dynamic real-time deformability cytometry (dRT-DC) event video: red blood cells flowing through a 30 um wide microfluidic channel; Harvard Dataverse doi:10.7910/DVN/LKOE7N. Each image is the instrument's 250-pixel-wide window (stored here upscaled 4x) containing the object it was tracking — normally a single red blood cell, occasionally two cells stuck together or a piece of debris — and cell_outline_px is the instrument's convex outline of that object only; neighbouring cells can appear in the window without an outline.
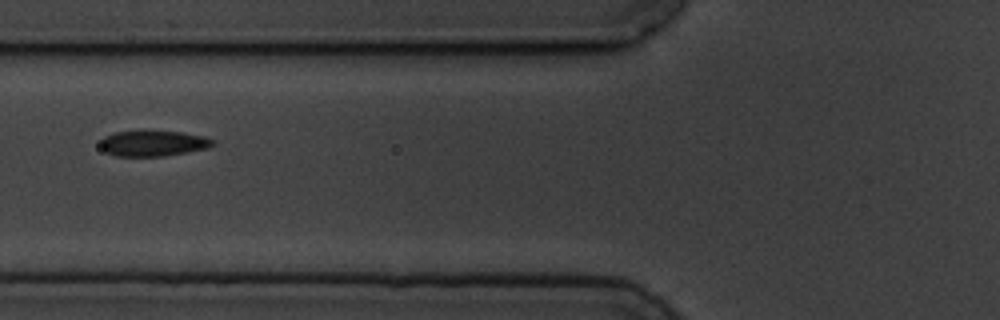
{"species": "common noctule bat (a hibernating species)", "species_latin": "Nyctalus noctula", "temperature_condition": "cold", "stored_images_in_passage": 4, "camera_frame_rate_fps": 3000, "um_per_image_px": 0.085, "animal": {"sex": "male", "body_mass_g": 19.5, "forearm_length_mm": 54.6}, "frame": {"image": 1, "passage_image": 3, "time_ms": 2.333, "image_size_px": [1000, 320], "cell_outline_px": [[216, 144], [208, 148], [188, 152], [164, 156], [116, 156], [104, 152], [100, 148], [100, 140], [104, 136], [116, 132], [184, 132], [204, 136], [216, 140]], "centroid_in_image_um": [13.04, 12.2], "position_along_channel_um": 112.8, "area_um2": 16.82}}
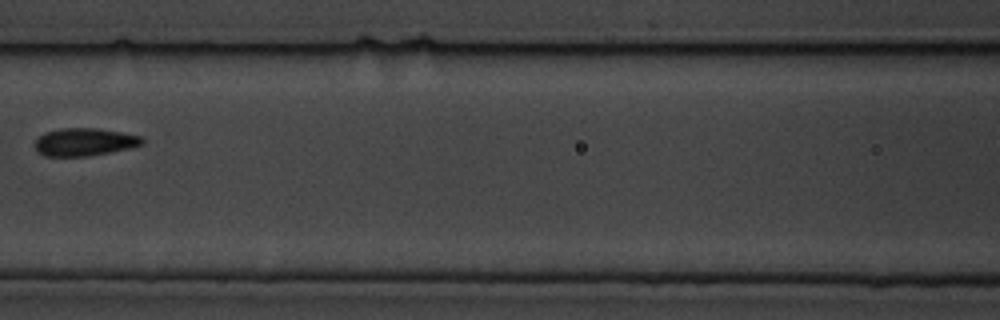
{"frame": {"image": 2, "passage_image": 4, "time_ms": 3.667, "image_size_px": [1000, 320], "cell_outline_px": [[144, 144], [128, 148], [88, 156], [44, 156], [36, 152], [36, 140], [44, 132], [60, 128], [96, 128], [120, 132], [140, 136], [144, 140]], "centroid_in_image_um": [7.15, 12.06], "position_along_channel_um": 159.5, "area_um2": 17.22}}